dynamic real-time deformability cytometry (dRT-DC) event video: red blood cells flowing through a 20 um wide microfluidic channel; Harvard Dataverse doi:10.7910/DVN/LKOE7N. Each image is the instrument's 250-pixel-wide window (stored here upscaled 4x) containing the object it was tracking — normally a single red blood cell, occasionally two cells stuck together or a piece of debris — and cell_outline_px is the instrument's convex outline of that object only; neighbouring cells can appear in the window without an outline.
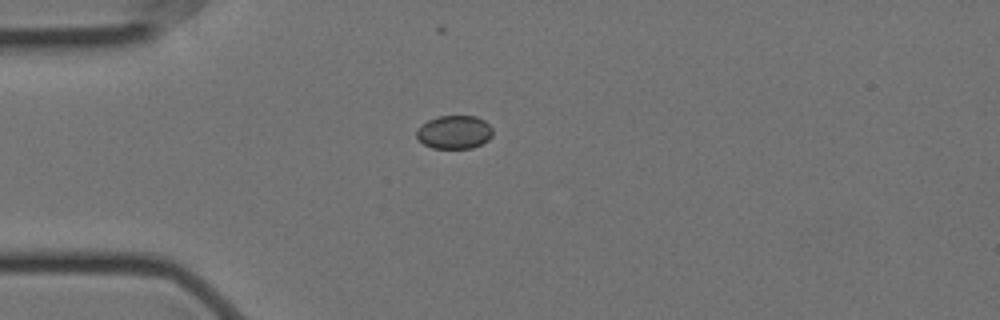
{"species": "Egyptian fruit bat (a non-hibernating species)", "species_latin": "Rousettus aegyptiacus", "temperature_condition": "cold", "stored_images_in_passage": 4, "camera_frame_rate_fps": 3000, "um_per_image_px": 0.085, "animal": {"sex": "female"}, "frame": {"image": 1, "passage_image": 4, "time_ms": 1.0, "image_size_px": [1000, 320], "cell_outline_px": [[492, 136], [488, 140], [472, 148], [432, 148], [424, 144], [416, 136], [416, 132], [428, 120], [436, 116], [476, 116], [484, 120], [492, 128]], "centroid_in_image_um": [38.64, 11.23], "position_along_channel_um": 46.4, "area_um2": 14.68}}